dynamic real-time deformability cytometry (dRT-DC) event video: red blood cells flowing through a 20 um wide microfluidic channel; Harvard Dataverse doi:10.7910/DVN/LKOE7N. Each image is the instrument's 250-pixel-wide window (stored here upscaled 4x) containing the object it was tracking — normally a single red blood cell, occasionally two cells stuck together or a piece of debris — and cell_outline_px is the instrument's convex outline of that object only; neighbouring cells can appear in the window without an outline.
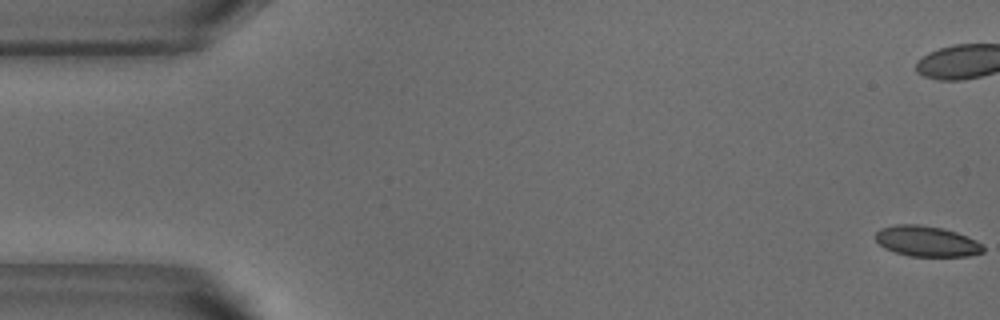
{"species": "common noctule bat (a hibernating species)", "species_latin": "Nyctalus noctula", "temperature_condition": "warm", "stored_images_in_passage": 54, "camera_frame_rate_fps": 3000, "um_per_image_px": 0.085, "animal": {"sex": "male", "body_mass_g": 18.8}, "frame": {"image": 1, "passage_image": 1, "time_ms": 0.0, "image_size_px": [1000, 320], "cell_outline_px": [[984, 252], [968, 256], [908, 256], [884, 248], [876, 240], [876, 232], [880, 228], [896, 224], [920, 224], [944, 228], [956, 232], [976, 240], [984, 248]], "centroid_in_image_um": [78.76, 20.5], "position_along_channel_um": 6.2, "area_um2": 19.19}}
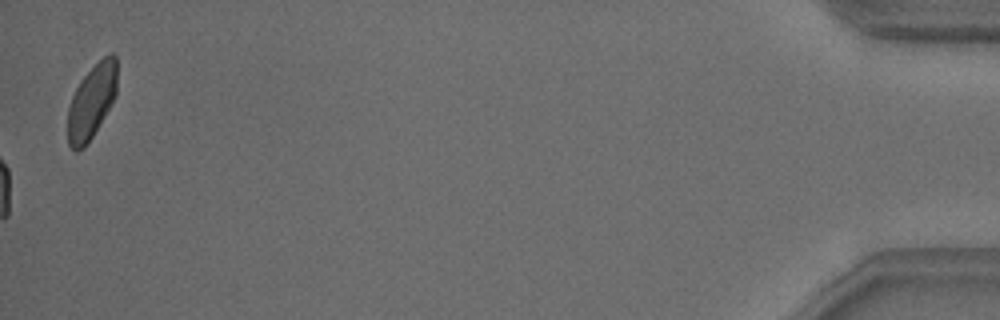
{"frame": {"image": 2, "passage_image": 54, "time_ms": 17.667, "image_size_px": [1000, 320], "cell_outline_px": [[116, 96], [92, 136], [84, 148], [76, 152], [68, 144], [68, 108], [72, 96], [80, 80], [108, 52], [112, 52], [116, 56]], "centroid_in_image_um": [7.78, 8.63], "position_along_channel_um": 427.4, "area_um2": 21.1}, "authors_computed_cell_mechanics": {"area_um2": 19.9699, "velocity_mm_per_s": 3.8293, "shape_relaxation_time_tau1_ms": 4.1169, "shape_relaxation_time_tau2_ms": null, "deformation_change_tau1": 0.1258, "deformation_change_tau2": null}}